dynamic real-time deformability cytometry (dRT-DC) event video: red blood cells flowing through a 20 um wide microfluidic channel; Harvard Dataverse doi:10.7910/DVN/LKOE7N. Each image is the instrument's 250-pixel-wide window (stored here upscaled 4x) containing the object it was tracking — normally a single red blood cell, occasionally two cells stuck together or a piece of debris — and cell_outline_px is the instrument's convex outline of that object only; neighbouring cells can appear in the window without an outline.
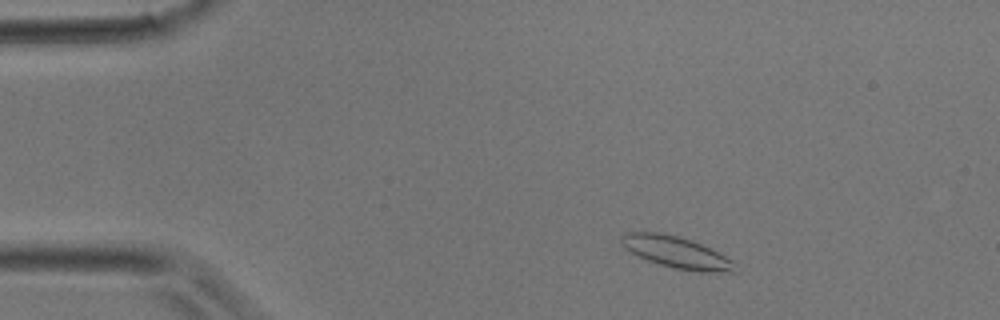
{"species": "common noctule bat (a hibernating species)", "species_latin": "Nyctalus noctula", "temperature_condition": "room temperature", "stored_images_in_passage": 35, "camera_frame_rate_fps": 3000, "um_per_image_px": 0.085, "animal": {"sex": "male", "body_mass_g": 17.9}, "frame": {"image": 1, "passage_image": 4, "time_ms": 1.0, "image_size_px": [1000, 320], "cell_outline_px": [[736, 272], [696, 272], [672, 268], [648, 260], [624, 248], [620, 244], [620, 236], [628, 232], [660, 232], [692, 240], [732, 260]], "centroid_in_image_um": [57.45, 21.45], "position_along_channel_um": 27.5, "area_um2": 20.69}}
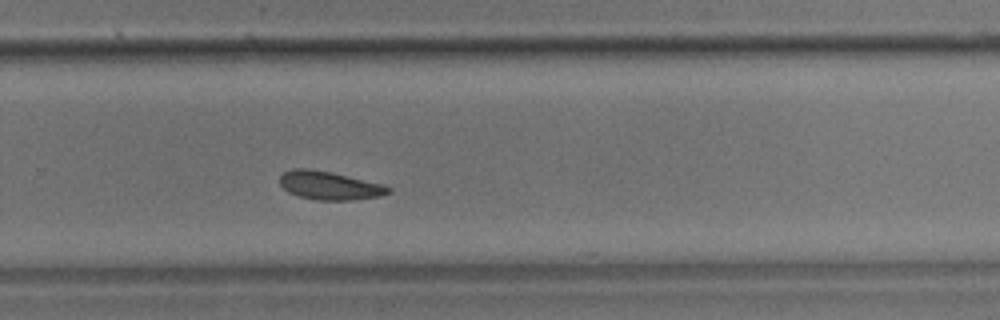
{"frame": {"image": 2, "passage_image": 23, "time_ms": 7.333, "image_size_px": [1000, 320], "cell_outline_px": [[392, 192], [380, 196], [356, 200], [316, 200], [300, 196], [288, 192], [280, 184], [280, 176], [284, 172], [292, 168], [312, 168], [332, 172], [384, 184], [392, 188]], "centroid_in_image_um": [28.04, 15.76], "position_along_channel_um": 301.8, "area_um2": 18.21}}
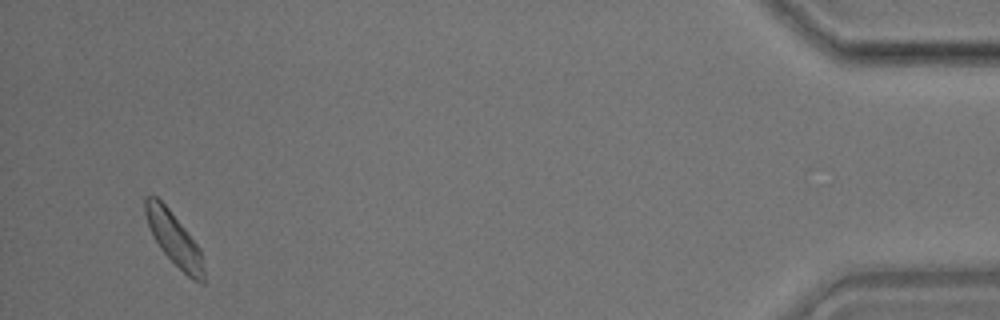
{"frame": {"image": 3, "passage_image": 34, "time_ms": 11.0, "image_size_px": [1000, 320], "cell_outline_px": [[204, 284], [192, 280], [160, 248], [152, 236], [144, 212], [144, 196], [156, 196], [168, 208], [188, 232], [200, 248], [204, 272]], "centroid_in_image_um": [14.78, 20.28], "position_along_channel_um": 420.4, "area_um2": 17.8}}